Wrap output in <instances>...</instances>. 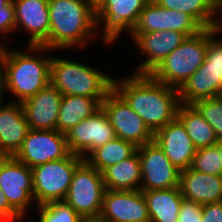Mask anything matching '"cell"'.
<instances>
[{
    "label": "cell",
    "mask_w": 222,
    "mask_h": 222,
    "mask_svg": "<svg viewBox=\"0 0 222 222\" xmlns=\"http://www.w3.org/2000/svg\"><path fill=\"white\" fill-rule=\"evenodd\" d=\"M219 97L222 99V90H221V93H220Z\"/></svg>",
    "instance_id": "43"
},
{
    "label": "cell",
    "mask_w": 222,
    "mask_h": 222,
    "mask_svg": "<svg viewBox=\"0 0 222 222\" xmlns=\"http://www.w3.org/2000/svg\"><path fill=\"white\" fill-rule=\"evenodd\" d=\"M29 130L21 103L10 101L0 108V156H14Z\"/></svg>",
    "instance_id": "20"
},
{
    "label": "cell",
    "mask_w": 222,
    "mask_h": 222,
    "mask_svg": "<svg viewBox=\"0 0 222 222\" xmlns=\"http://www.w3.org/2000/svg\"><path fill=\"white\" fill-rule=\"evenodd\" d=\"M160 6L189 14L203 29L222 27V4L218 0H153ZM218 11V12H217Z\"/></svg>",
    "instance_id": "24"
},
{
    "label": "cell",
    "mask_w": 222,
    "mask_h": 222,
    "mask_svg": "<svg viewBox=\"0 0 222 222\" xmlns=\"http://www.w3.org/2000/svg\"><path fill=\"white\" fill-rule=\"evenodd\" d=\"M131 38L147 58L138 65L134 73L150 74L174 49L181 45L186 36L178 31L166 30L132 33Z\"/></svg>",
    "instance_id": "16"
},
{
    "label": "cell",
    "mask_w": 222,
    "mask_h": 222,
    "mask_svg": "<svg viewBox=\"0 0 222 222\" xmlns=\"http://www.w3.org/2000/svg\"><path fill=\"white\" fill-rule=\"evenodd\" d=\"M49 50L45 46L27 45L23 52L17 49L9 50L3 46L0 55V74L6 91L16 97L14 102L22 103L50 84L52 57L39 55Z\"/></svg>",
    "instance_id": "2"
},
{
    "label": "cell",
    "mask_w": 222,
    "mask_h": 222,
    "mask_svg": "<svg viewBox=\"0 0 222 222\" xmlns=\"http://www.w3.org/2000/svg\"><path fill=\"white\" fill-rule=\"evenodd\" d=\"M220 33H222V28L219 33H216V38L213 36L209 40L205 55V62H207L210 67L222 72V38L219 39L217 37V35Z\"/></svg>",
    "instance_id": "33"
},
{
    "label": "cell",
    "mask_w": 222,
    "mask_h": 222,
    "mask_svg": "<svg viewBox=\"0 0 222 222\" xmlns=\"http://www.w3.org/2000/svg\"><path fill=\"white\" fill-rule=\"evenodd\" d=\"M105 191L102 173L84 160L74 171L64 201L83 219H98Z\"/></svg>",
    "instance_id": "7"
},
{
    "label": "cell",
    "mask_w": 222,
    "mask_h": 222,
    "mask_svg": "<svg viewBox=\"0 0 222 222\" xmlns=\"http://www.w3.org/2000/svg\"><path fill=\"white\" fill-rule=\"evenodd\" d=\"M84 161L78 155L49 161L32 168L34 202L37 206L64 201L75 169Z\"/></svg>",
    "instance_id": "6"
},
{
    "label": "cell",
    "mask_w": 222,
    "mask_h": 222,
    "mask_svg": "<svg viewBox=\"0 0 222 222\" xmlns=\"http://www.w3.org/2000/svg\"><path fill=\"white\" fill-rule=\"evenodd\" d=\"M174 30L186 37L198 34L203 28L187 13L166 9L150 0L141 11L132 33Z\"/></svg>",
    "instance_id": "14"
},
{
    "label": "cell",
    "mask_w": 222,
    "mask_h": 222,
    "mask_svg": "<svg viewBox=\"0 0 222 222\" xmlns=\"http://www.w3.org/2000/svg\"><path fill=\"white\" fill-rule=\"evenodd\" d=\"M81 222H100L98 219H82Z\"/></svg>",
    "instance_id": "41"
},
{
    "label": "cell",
    "mask_w": 222,
    "mask_h": 222,
    "mask_svg": "<svg viewBox=\"0 0 222 222\" xmlns=\"http://www.w3.org/2000/svg\"><path fill=\"white\" fill-rule=\"evenodd\" d=\"M63 95L51 84L21 103L30 129L56 130Z\"/></svg>",
    "instance_id": "19"
},
{
    "label": "cell",
    "mask_w": 222,
    "mask_h": 222,
    "mask_svg": "<svg viewBox=\"0 0 222 222\" xmlns=\"http://www.w3.org/2000/svg\"><path fill=\"white\" fill-rule=\"evenodd\" d=\"M39 221L34 222H81L82 217L65 201L36 206Z\"/></svg>",
    "instance_id": "29"
},
{
    "label": "cell",
    "mask_w": 222,
    "mask_h": 222,
    "mask_svg": "<svg viewBox=\"0 0 222 222\" xmlns=\"http://www.w3.org/2000/svg\"><path fill=\"white\" fill-rule=\"evenodd\" d=\"M100 222H150L147 202L141 190L106 189Z\"/></svg>",
    "instance_id": "15"
},
{
    "label": "cell",
    "mask_w": 222,
    "mask_h": 222,
    "mask_svg": "<svg viewBox=\"0 0 222 222\" xmlns=\"http://www.w3.org/2000/svg\"><path fill=\"white\" fill-rule=\"evenodd\" d=\"M137 148L132 142L115 138L94 149L84 160L102 173L109 166L133 156Z\"/></svg>",
    "instance_id": "28"
},
{
    "label": "cell",
    "mask_w": 222,
    "mask_h": 222,
    "mask_svg": "<svg viewBox=\"0 0 222 222\" xmlns=\"http://www.w3.org/2000/svg\"><path fill=\"white\" fill-rule=\"evenodd\" d=\"M21 217V215L9 204L7 197L0 188V220H12Z\"/></svg>",
    "instance_id": "36"
},
{
    "label": "cell",
    "mask_w": 222,
    "mask_h": 222,
    "mask_svg": "<svg viewBox=\"0 0 222 222\" xmlns=\"http://www.w3.org/2000/svg\"><path fill=\"white\" fill-rule=\"evenodd\" d=\"M178 222H202V205L183 198Z\"/></svg>",
    "instance_id": "34"
},
{
    "label": "cell",
    "mask_w": 222,
    "mask_h": 222,
    "mask_svg": "<svg viewBox=\"0 0 222 222\" xmlns=\"http://www.w3.org/2000/svg\"><path fill=\"white\" fill-rule=\"evenodd\" d=\"M85 1L96 10L104 0H85Z\"/></svg>",
    "instance_id": "38"
},
{
    "label": "cell",
    "mask_w": 222,
    "mask_h": 222,
    "mask_svg": "<svg viewBox=\"0 0 222 222\" xmlns=\"http://www.w3.org/2000/svg\"><path fill=\"white\" fill-rule=\"evenodd\" d=\"M190 168L208 175L222 176V159L218 148L214 145L196 149Z\"/></svg>",
    "instance_id": "30"
},
{
    "label": "cell",
    "mask_w": 222,
    "mask_h": 222,
    "mask_svg": "<svg viewBox=\"0 0 222 222\" xmlns=\"http://www.w3.org/2000/svg\"><path fill=\"white\" fill-rule=\"evenodd\" d=\"M177 118L184 125L196 149L214 146L217 143L215 131L192 104L181 103Z\"/></svg>",
    "instance_id": "27"
},
{
    "label": "cell",
    "mask_w": 222,
    "mask_h": 222,
    "mask_svg": "<svg viewBox=\"0 0 222 222\" xmlns=\"http://www.w3.org/2000/svg\"><path fill=\"white\" fill-rule=\"evenodd\" d=\"M104 99L79 95H63L56 130L66 134L81 120L87 119L98 111Z\"/></svg>",
    "instance_id": "23"
},
{
    "label": "cell",
    "mask_w": 222,
    "mask_h": 222,
    "mask_svg": "<svg viewBox=\"0 0 222 222\" xmlns=\"http://www.w3.org/2000/svg\"><path fill=\"white\" fill-rule=\"evenodd\" d=\"M137 152L141 161V191L179 187L180 170L170 162L156 142L139 146Z\"/></svg>",
    "instance_id": "12"
},
{
    "label": "cell",
    "mask_w": 222,
    "mask_h": 222,
    "mask_svg": "<svg viewBox=\"0 0 222 222\" xmlns=\"http://www.w3.org/2000/svg\"><path fill=\"white\" fill-rule=\"evenodd\" d=\"M15 7L12 0H0V34L15 31Z\"/></svg>",
    "instance_id": "32"
},
{
    "label": "cell",
    "mask_w": 222,
    "mask_h": 222,
    "mask_svg": "<svg viewBox=\"0 0 222 222\" xmlns=\"http://www.w3.org/2000/svg\"><path fill=\"white\" fill-rule=\"evenodd\" d=\"M66 134L57 130L30 129L20 149L13 156L29 168L67 157Z\"/></svg>",
    "instance_id": "11"
},
{
    "label": "cell",
    "mask_w": 222,
    "mask_h": 222,
    "mask_svg": "<svg viewBox=\"0 0 222 222\" xmlns=\"http://www.w3.org/2000/svg\"><path fill=\"white\" fill-rule=\"evenodd\" d=\"M49 49L86 46L97 28L96 10L85 0H48ZM78 45V46H77Z\"/></svg>",
    "instance_id": "3"
},
{
    "label": "cell",
    "mask_w": 222,
    "mask_h": 222,
    "mask_svg": "<svg viewBox=\"0 0 222 222\" xmlns=\"http://www.w3.org/2000/svg\"><path fill=\"white\" fill-rule=\"evenodd\" d=\"M15 7V31L29 33L27 45L45 46L49 49L50 18L48 0H12Z\"/></svg>",
    "instance_id": "17"
},
{
    "label": "cell",
    "mask_w": 222,
    "mask_h": 222,
    "mask_svg": "<svg viewBox=\"0 0 222 222\" xmlns=\"http://www.w3.org/2000/svg\"><path fill=\"white\" fill-rule=\"evenodd\" d=\"M153 141L178 170L183 171L191 166L196 148L178 118L156 131Z\"/></svg>",
    "instance_id": "18"
},
{
    "label": "cell",
    "mask_w": 222,
    "mask_h": 222,
    "mask_svg": "<svg viewBox=\"0 0 222 222\" xmlns=\"http://www.w3.org/2000/svg\"><path fill=\"white\" fill-rule=\"evenodd\" d=\"M179 188L184 199L200 205L222 202V176L208 175L189 167L180 171Z\"/></svg>",
    "instance_id": "21"
},
{
    "label": "cell",
    "mask_w": 222,
    "mask_h": 222,
    "mask_svg": "<svg viewBox=\"0 0 222 222\" xmlns=\"http://www.w3.org/2000/svg\"><path fill=\"white\" fill-rule=\"evenodd\" d=\"M202 222H222V202L202 205Z\"/></svg>",
    "instance_id": "35"
},
{
    "label": "cell",
    "mask_w": 222,
    "mask_h": 222,
    "mask_svg": "<svg viewBox=\"0 0 222 222\" xmlns=\"http://www.w3.org/2000/svg\"><path fill=\"white\" fill-rule=\"evenodd\" d=\"M150 222H178L183 196L179 187L142 191Z\"/></svg>",
    "instance_id": "25"
},
{
    "label": "cell",
    "mask_w": 222,
    "mask_h": 222,
    "mask_svg": "<svg viewBox=\"0 0 222 222\" xmlns=\"http://www.w3.org/2000/svg\"><path fill=\"white\" fill-rule=\"evenodd\" d=\"M108 190H140L141 161L138 152L130 158L109 166L102 172Z\"/></svg>",
    "instance_id": "26"
},
{
    "label": "cell",
    "mask_w": 222,
    "mask_h": 222,
    "mask_svg": "<svg viewBox=\"0 0 222 222\" xmlns=\"http://www.w3.org/2000/svg\"><path fill=\"white\" fill-rule=\"evenodd\" d=\"M222 90V72L204 63L178 90L182 104H193L200 99L218 97Z\"/></svg>",
    "instance_id": "22"
},
{
    "label": "cell",
    "mask_w": 222,
    "mask_h": 222,
    "mask_svg": "<svg viewBox=\"0 0 222 222\" xmlns=\"http://www.w3.org/2000/svg\"><path fill=\"white\" fill-rule=\"evenodd\" d=\"M6 90L5 88V83H4V80H3V77L2 75L0 74V108H2L4 106V104L2 103L3 101V91Z\"/></svg>",
    "instance_id": "37"
},
{
    "label": "cell",
    "mask_w": 222,
    "mask_h": 222,
    "mask_svg": "<svg viewBox=\"0 0 222 222\" xmlns=\"http://www.w3.org/2000/svg\"><path fill=\"white\" fill-rule=\"evenodd\" d=\"M215 146L218 148L219 154L221 155L222 159V140H218Z\"/></svg>",
    "instance_id": "39"
},
{
    "label": "cell",
    "mask_w": 222,
    "mask_h": 222,
    "mask_svg": "<svg viewBox=\"0 0 222 222\" xmlns=\"http://www.w3.org/2000/svg\"><path fill=\"white\" fill-rule=\"evenodd\" d=\"M23 218V219H22ZM24 220V217L21 216L19 218H16V219H12V220H6V221H3V222H18V221H22ZM30 222H34L33 220H31Z\"/></svg>",
    "instance_id": "40"
},
{
    "label": "cell",
    "mask_w": 222,
    "mask_h": 222,
    "mask_svg": "<svg viewBox=\"0 0 222 222\" xmlns=\"http://www.w3.org/2000/svg\"><path fill=\"white\" fill-rule=\"evenodd\" d=\"M150 0H104L96 9L97 28L102 24V41L115 43L123 30L131 36L141 11Z\"/></svg>",
    "instance_id": "9"
},
{
    "label": "cell",
    "mask_w": 222,
    "mask_h": 222,
    "mask_svg": "<svg viewBox=\"0 0 222 222\" xmlns=\"http://www.w3.org/2000/svg\"><path fill=\"white\" fill-rule=\"evenodd\" d=\"M0 188L9 204L25 216L34 202L32 168L13 156H0Z\"/></svg>",
    "instance_id": "10"
},
{
    "label": "cell",
    "mask_w": 222,
    "mask_h": 222,
    "mask_svg": "<svg viewBox=\"0 0 222 222\" xmlns=\"http://www.w3.org/2000/svg\"><path fill=\"white\" fill-rule=\"evenodd\" d=\"M113 79L83 63L59 57L51 60L50 84L62 95L105 98L113 89Z\"/></svg>",
    "instance_id": "5"
},
{
    "label": "cell",
    "mask_w": 222,
    "mask_h": 222,
    "mask_svg": "<svg viewBox=\"0 0 222 222\" xmlns=\"http://www.w3.org/2000/svg\"><path fill=\"white\" fill-rule=\"evenodd\" d=\"M116 138L132 142L137 147L153 141V133L143 119L131 109L125 99L113 88L101 103Z\"/></svg>",
    "instance_id": "8"
},
{
    "label": "cell",
    "mask_w": 222,
    "mask_h": 222,
    "mask_svg": "<svg viewBox=\"0 0 222 222\" xmlns=\"http://www.w3.org/2000/svg\"><path fill=\"white\" fill-rule=\"evenodd\" d=\"M3 43L1 42V44H0V55H1V52H2V49H3V46H4V44L2 45Z\"/></svg>",
    "instance_id": "42"
},
{
    "label": "cell",
    "mask_w": 222,
    "mask_h": 222,
    "mask_svg": "<svg viewBox=\"0 0 222 222\" xmlns=\"http://www.w3.org/2000/svg\"><path fill=\"white\" fill-rule=\"evenodd\" d=\"M115 138V131L102 107L66 133L69 152L83 159L94 149Z\"/></svg>",
    "instance_id": "13"
},
{
    "label": "cell",
    "mask_w": 222,
    "mask_h": 222,
    "mask_svg": "<svg viewBox=\"0 0 222 222\" xmlns=\"http://www.w3.org/2000/svg\"><path fill=\"white\" fill-rule=\"evenodd\" d=\"M221 28H205L194 36L186 37L150 75L156 81L179 90L204 63L208 42Z\"/></svg>",
    "instance_id": "4"
},
{
    "label": "cell",
    "mask_w": 222,
    "mask_h": 222,
    "mask_svg": "<svg viewBox=\"0 0 222 222\" xmlns=\"http://www.w3.org/2000/svg\"><path fill=\"white\" fill-rule=\"evenodd\" d=\"M113 88L153 134L177 118L181 104L178 89L156 81L150 74L114 77Z\"/></svg>",
    "instance_id": "1"
},
{
    "label": "cell",
    "mask_w": 222,
    "mask_h": 222,
    "mask_svg": "<svg viewBox=\"0 0 222 222\" xmlns=\"http://www.w3.org/2000/svg\"><path fill=\"white\" fill-rule=\"evenodd\" d=\"M211 125L218 140H222V99L218 97L200 99L192 104Z\"/></svg>",
    "instance_id": "31"
}]
</instances>
